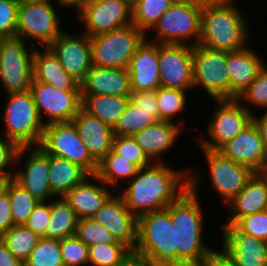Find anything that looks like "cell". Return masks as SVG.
Instances as JSON below:
<instances>
[{"instance_id": "25", "label": "cell", "mask_w": 267, "mask_h": 266, "mask_svg": "<svg viewBox=\"0 0 267 266\" xmlns=\"http://www.w3.org/2000/svg\"><path fill=\"white\" fill-rule=\"evenodd\" d=\"M72 122L89 153L99 162L112 149L113 128L91 115L83 107Z\"/></svg>"}, {"instance_id": "58", "label": "cell", "mask_w": 267, "mask_h": 266, "mask_svg": "<svg viewBox=\"0 0 267 266\" xmlns=\"http://www.w3.org/2000/svg\"><path fill=\"white\" fill-rule=\"evenodd\" d=\"M18 5H23L27 3H39V2H44V1H49V0H15Z\"/></svg>"}, {"instance_id": "34", "label": "cell", "mask_w": 267, "mask_h": 266, "mask_svg": "<svg viewBox=\"0 0 267 266\" xmlns=\"http://www.w3.org/2000/svg\"><path fill=\"white\" fill-rule=\"evenodd\" d=\"M176 0H132V23L146 35Z\"/></svg>"}, {"instance_id": "43", "label": "cell", "mask_w": 267, "mask_h": 266, "mask_svg": "<svg viewBox=\"0 0 267 266\" xmlns=\"http://www.w3.org/2000/svg\"><path fill=\"white\" fill-rule=\"evenodd\" d=\"M112 149L139 169L153 163L132 136H114Z\"/></svg>"}, {"instance_id": "55", "label": "cell", "mask_w": 267, "mask_h": 266, "mask_svg": "<svg viewBox=\"0 0 267 266\" xmlns=\"http://www.w3.org/2000/svg\"><path fill=\"white\" fill-rule=\"evenodd\" d=\"M51 2V0H49ZM56 1V0H55ZM57 4H60L61 7L73 8L75 7L77 12H79L83 6V0H57Z\"/></svg>"}, {"instance_id": "44", "label": "cell", "mask_w": 267, "mask_h": 266, "mask_svg": "<svg viewBox=\"0 0 267 266\" xmlns=\"http://www.w3.org/2000/svg\"><path fill=\"white\" fill-rule=\"evenodd\" d=\"M237 100H239L241 104H244L243 106L250 112L252 111L248 104H251L254 107L259 106L264 107L265 109L267 108V65ZM243 100L245 103L242 102ZM246 101L247 105H245Z\"/></svg>"}, {"instance_id": "36", "label": "cell", "mask_w": 267, "mask_h": 266, "mask_svg": "<svg viewBox=\"0 0 267 266\" xmlns=\"http://www.w3.org/2000/svg\"><path fill=\"white\" fill-rule=\"evenodd\" d=\"M0 238L8 246L11 253L24 264L41 237L24 225H14Z\"/></svg>"}, {"instance_id": "29", "label": "cell", "mask_w": 267, "mask_h": 266, "mask_svg": "<svg viewBox=\"0 0 267 266\" xmlns=\"http://www.w3.org/2000/svg\"><path fill=\"white\" fill-rule=\"evenodd\" d=\"M33 82H45L59 90L80 91V83L64 70L48 47L41 52L34 48Z\"/></svg>"}, {"instance_id": "61", "label": "cell", "mask_w": 267, "mask_h": 266, "mask_svg": "<svg viewBox=\"0 0 267 266\" xmlns=\"http://www.w3.org/2000/svg\"><path fill=\"white\" fill-rule=\"evenodd\" d=\"M5 38H6V37H4L2 34H0V47L2 46L3 40H4Z\"/></svg>"}, {"instance_id": "13", "label": "cell", "mask_w": 267, "mask_h": 266, "mask_svg": "<svg viewBox=\"0 0 267 266\" xmlns=\"http://www.w3.org/2000/svg\"><path fill=\"white\" fill-rule=\"evenodd\" d=\"M30 91L45 125L70 122L82 108L81 91L59 90L45 82H32ZM44 116H47V121Z\"/></svg>"}, {"instance_id": "49", "label": "cell", "mask_w": 267, "mask_h": 266, "mask_svg": "<svg viewBox=\"0 0 267 266\" xmlns=\"http://www.w3.org/2000/svg\"><path fill=\"white\" fill-rule=\"evenodd\" d=\"M130 102L145 112H159L157 90L132 92Z\"/></svg>"}, {"instance_id": "5", "label": "cell", "mask_w": 267, "mask_h": 266, "mask_svg": "<svg viewBox=\"0 0 267 266\" xmlns=\"http://www.w3.org/2000/svg\"><path fill=\"white\" fill-rule=\"evenodd\" d=\"M3 112L5 135L19 147L39 146L45 124L37 111L31 91L7 96Z\"/></svg>"}, {"instance_id": "11", "label": "cell", "mask_w": 267, "mask_h": 266, "mask_svg": "<svg viewBox=\"0 0 267 266\" xmlns=\"http://www.w3.org/2000/svg\"><path fill=\"white\" fill-rule=\"evenodd\" d=\"M50 1L19 5L16 36L48 47L64 30Z\"/></svg>"}, {"instance_id": "14", "label": "cell", "mask_w": 267, "mask_h": 266, "mask_svg": "<svg viewBox=\"0 0 267 266\" xmlns=\"http://www.w3.org/2000/svg\"><path fill=\"white\" fill-rule=\"evenodd\" d=\"M208 164L213 190L227 204L244 188L255 173L250 167L224 157L217 150L202 148Z\"/></svg>"}, {"instance_id": "10", "label": "cell", "mask_w": 267, "mask_h": 266, "mask_svg": "<svg viewBox=\"0 0 267 266\" xmlns=\"http://www.w3.org/2000/svg\"><path fill=\"white\" fill-rule=\"evenodd\" d=\"M39 146L47 154L65 158L81 166L90 175L97 173L98 162L89 153L72 121L45 125Z\"/></svg>"}, {"instance_id": "39", "label": "cell", "mask_w": 267, "mask_h": 266, "mask_svg": "<svg viewBox=\"0 0 267 266\" xmlns=\"http://www.w3.org/2000/svg\"><path fill=\"white\" fill-rule=\"evenodd\" d=\"M186 99V91L160 86L157 89V102L160 119L163 121L178 123L179 120L175 121L174 118L178 114L181 116L187 105Z\"/></svg>"}, {"instance_id": "38", "label": "cell", "mask_w": 267, "mask_h": 266, "mask_svg": "<svg viewBox=\"0 0 267 266\" xmlns=\"http://www.w3.org/2000/svg\"><path fill=\"white\" fill-rule=\"evenodd\" d=\"M6 192L11 201V212L15 225H24L35 207L40 202L32 196L25 188L11 179Z\"/></svg>"}, {"instance_id": "20", "label": "cell", "mask_w": 267, "mask_h": 266, "mask_svg": "<svg viewBox=\"0 0 267 266\" xmlns=\"http://www.w3.org/2000/svg\"><path fill=\"white\" fill-rule=\"evenodd\" d=\"M221 252L234 266H267V241L223 225Z\"/></svg>"}, {"instance_id": "15", "label": "cell", "mask_w": 267, "mask_h": 266, "mask_svg": "<svg viewBox=\"0 0 267 266\" xmlns=\"http://www.w3.org/2000/svg\"><path fill=\"white\" fill-rule=\"evenodd\" d=\"M160 86L187 91L193 89V46L159 44Z\"/></svg>"}, {"instance_id": "21", "label": "cell", "mask_w": 267, "mask_h": 266, "mask_svg": "<svg viewBox=\"0 0 267 266\" xmlns=\"http://www.w3.org/2000/svg\"><path fill=\"white\" fill-rule=\"evenodd\" d=\"M132 92L160 87L158 43L147 39L138 46L128 65Z\"/></svg>"}, {"instance_id": "51", "label": "cell", "mask_w": 267, "mask_h": 266, "mask_svg": "<svg viewBox=\"0 0 267 266\" xmlns=\"http://www.w3.org/2000/svg\"><path fill=\"white\" fill-rule=\"evenodd\" d=\"M0 266H24L9 250L8 246L0 238Z\"/></svg>"}, {"instance_id": "27", "label": "cell", "mask_w": 267, "mask_h": 266, "mask_svg": "<svg viewBox=\"0 0 267 266\" xmlns=\"http://www.w3.org/2000/svg\"><path fill=\"white\" fill-rule=\"evenodd\" d=\"M227 204L231 212L224 225H232L239 217L267 210V171L255 172L242 191Z\"/></svg>"}, {"instance_id": "56", "label": "cell", "mask_w": 267, "mask_h": 266, "mask_svg": "<svg viewBox=\"0 0 267 266\" xmlns=\"http://www.w3.org/2000/svg\"><path fill=\"white\" fill-rule=\"evenodd\" d=\"M14 176H0V197L6 193L7 186Z\"/></svg>"}, {"instance_id": "32", "label": "cell", "mask_w": 267, "mask_h": 266, "mask_svg": "<svg viewBox=\"0 0 267 266\" xmlns=\"http://www.w3.org/2000/svg\"><path fill=\"white\" fill-rule=\"evenodd\" d=\"M78 218L74 209L59 197L51 201V218L46 228V238L62 240L76 234Z\"/></svg>"}, {"instance_id": "19", "label": "cell", "mask_w": 267, "mask_h": 266, "mask_svg": "<svg viewBox=\"0 0 267 266\" xmlns=\"http://www.w3.org/2000/svg\"><path fill=\"white\" fill-rule=\"evenodd\" d=\"M91 218L106 227L116 241L135 251L138 218L127 208L119 193L112 195Z\"/></svg>"}, {"instance_id": "12", "label": "cell", "mask_w": 267, "mask_h": 266, "mask_svg": "<svg viewBox=\"0 0 267 266\" xmlns=\"http://www.w3.org/2000/svg\"><path fill=\"white\" fill-rule=\"evenodd\" d=\"M218 105L208 124L210 139L201 138V148L218 150L227 141L232 140L249 123L253 121V113L248 111L241 102L233 99H214Z\"/></svg>"}, {"instance_id": "37", "label": "cell", "mask_w": 267, "mask_h": 266, "mask_svg": "<svg viewBox=\"0 0 267 266\" xmlns=\"http://www.w3.org/2000/svg\"><path fill=\"white\" fill-rule=\"evenodd\" d=\"M133 252L123 243L96 244L88 247L89 265L122 266Z\"/></svg>"}, {"instance_id": "2", "label": "cell", "mask_w": 267, "mask_h": 266, "mask_svg": "<svg viewBox=\"0 0 267 266\" xmlns=\"http://www.w3.org/2000/svg\"><path fill=\"white\" fill-rule=\"evenodd\" d=\"M189 189L170 204V219L174 227L178 266H202L216 251L202 240L203 213L198 198L201 171L188 169Z\"/></svg>"}, {"instance_id": "30", "label": "cell", "mask_w": 267, "mask_h": 266, "mask_svg": "<svg viewBox=\"0 0 267 266\" xmlns=\"http://www.w3.org/2000/svg\"><path fill=\"white\" fill-rule=\"evenodd\" d=\"M90 174L81 166L49 154L48 182L53 195L63 197L74 186L82 183Z\"/></svg>"}, {"instance_id": "50", "label": "cell", "mask_w": 267, "mask_h": 266, "mask_svg": "<svg viewBox=\"0 0 267 266\" xmlns=\"http://www.w3.org/2000/svg\"><path fill=\"white\" fill-rule=\"evenodd\" d=\"M11 201L6 192L0 197V236L14 226Z\"/></svg>"}, {"instance_id": "18", "label": "cell", "mask_w": 267, "mask_h": 266, "mask_svg": "<svg viewBox=\"0 0 267 266\" xmlns=\"http://www.w3.org/2000/svg\"><path fill=\"white\" fill-rule=\"evenodd\" d=\"M217 151L232 161L250 167L254 172L267 171V152L254 121Z\"/></svg>"}, {"instance_id": "45", "label": "cell", "mask_w": 267, "mask_h": 266, "mask_svg": "<svg viewBox=\"0 0 267 266\" xmlns=\"http://www.w3.org/2000/svg\"><path fill=\"white\" fill-rule=\"evenodd\" d=\"M232 225L239 232L267 241V210L239 217Z\"/></svg>"}, {"instance_id": "52", "label": "cell", "mask_w": 267, "mask_h": 266, "mask_svg": "<svg viewBox=\"0 0 267 266\" xmlns=\"http://www.w3.org/2000/svg\"><path fill=\"white\" fill-rule=\"evenodd\" d=\"M202 266H234L220 251H215Z\"/></svg>"}, {"instance_id": "40", "label": "cell", "mask_w": 267, "mask_h": 266, "mask_svg": "<svg viewBox=\"0 0 267 266\" xmlns=\"http://www.w3.org/2000/svg\"><path fill=\"white\" fill-rule=\"evenodd\" d=\"M24 266H64L60 240L40 238Z\"/></svg>"}, {"instance_id": "23", "label": "cell", "mask_w": 267, "mask_h": 266, "mask_svg": "<svg viewBox=\"0 0 267 266\" xmlns=\"http://www.w3.org/2000/svg\"><path fill=\"white\" fill-rule=\"evenodd\" d=\"M81 96L118 95L132 93L130 74L127 68L92 66L80 82Z\"/></svg>"}, {"instance_id": "28", "label": "cell", "mask_w": 267, "mask_h": 266, "mask_svg": "<svg viewBox=\"0 0 267 266\" xmlns=\"http://www.w3.org/2000/svg\"><path fill=\"white\" fill-rule=\"evenodd\" d=\"M171 121H159L135 133L132 137L154 163L163 162L161 156L174 146L182 126ZM161 160V161H160Z\"/></svg>"}, {"instance_id": "6", "label": "cell", "mask_w": 267, "mask_h": 266, "mask_svg": "<svg viewBox=\"0 0 267 266\" xmlns=\"http://www.w3.org/2000/svg\"><path fill=\"white\" fill-rule=\"evenodd\" d=\"M202 5L176 0L159 18L151 31L159 44H199Z\"/></svg>"}, {"instance_id": "1", "label": "cell", "mask_w": 267, "mask_h": 266, "mask_svg": "<svg viewBox=\"0 0 267 266\" xmlns=\"http://www.w3.org/2000/svg\"><path fill=\"white\" fill-rule=\"evenodd\" d=\"M188 172L187 169L173 170L164 162H153L140 168L119 194L127 208L138 218L148 212L166 209L175 202L189 189Z\"/></svg>"}, {"instance_id": "59", "label": "cell", "mask_w": 267, "mask_h": 266, "mask_svg": "<svg viewBox=\"0 0 267 266\" xmlns=\"http://www.w3.org/2000/svg\"><path fill=\"white\" fill-rule=\"evenodd\" d=\"M103 0H83V5L94 4Z\"/></svg>"}, {"instance_id": "4", "label": "cell", "mask_w": 267, "mask_h": 266, "mask_svg": "<svg viewBox=\"0 0 267 266\" xmlns=\"http://www.w3.org/2000/svg\"><path fill=\"white\" fill-rule=\"evenodd\" d=\"M133 253L161 266H178L170 205L138 217L137 244Z\"/></svg>"}, {"instance_id": "54", "label": "cell", "mask_w": 267, "mask_h": 266, "mask_svg": "<svg viewBox=\"0 0 267 266\" xmlns=\"http://www.w3.org/2000/svg\"><path fill=\"white\" fill-rule=\"evenodd\" d=\"M122 266H161L151 260L142 258L132 253L131 256L123 263Z\"/></svg>"}, {"instance_id": "17", "label": "cell", "mask_w": 267, "mask_h": 266, "mask_svg": "<svg viewBox=\"0 0 267 266\" xmlns=\"http://www.w3.org/2000/svg\"><path fill=\"white\" fill-rule=\"evenodd\" d=\"M48 48L79 83L93 66L90 37L83 32L78 37L64 30Z\"/></svg>"}, {"instance_id": "53", "label": "cell", "mask_w": 267, "mask_h": 266, "mask_svg": "<svg viewBox=\"0 0 267 266\" xmlns=\"http://www.w3.org/2000/svg\"><path fill=\"white\" fill-rule=\"evenodd\" d=\"M264 110L266 112L261 117L255 116V114H253V121L255 122L260 131L262 142L267 152V108Z\"/></svg>"}, {"instance_id": "48", "label": "cell", "mask_w": 267, "mask_h": 266, "mask_svg": "<svg viewBox=\"0 0 267 266\" xmlns=\"http://www.w3.org/2000/svg\"><path fill=\"white\" fill-rule=\"evenodd\" d=\"M18 8L15 0L0 2V34L4 37L16 36Z\"/></svg>"}, {"instance_id": "46", "label": "cell", "mask_w": 267, "mask_h": 266, "mask_svg": "<svg viewBox=\"0 0 267 266\" xmlns=\"http://www.w3.org/2000/svg\"><path fill=\"white\" fill-rule=\"evenodd\" d=\"M26 151L27 147H19L15 142L0 137V176H14L15 170L11 172L9 166L19 164Z\"/></svg>"}, {"instance_id": "33", "label": "cell", "mask_w": 267, "mask_h": 266, "mask_svg": "<svg viewBox=\"0 0 267 266\" xmlns=\"http://www.w3.org/2000/svg\"><path fill=\"white\" fill-rule=\"evenodd\" d=\"M139 168L122 155L111 149L99 162L96 176L107 186L115 187L120 178L129 182L138 172Z\"/></svg>"}, {"instance_id": "22", "label": "cell", "mask_w": 267, "mask_h": 266, "mask_svg": "<svg viewBox=\"0 0 267 266\" xmlns=\"http://www.w3.org/2000/svg\"><path fill=\"white\" fill-rule=\"evenodd\" d=\"M27 147L28 157L23 171L16 170L14 180L39 201L52 200L55 197L49 188V154L40 146ZM29 151V152H28Z\"/></svg>"}, {"instance_id": "41", "label": "cell", "mask_w": 267, "mask_h": 266, "mask_svg": "<svg viewBox=\"0 0 267 266\" xmlns=\"http://www.w3.org/2000/svg\"><path fill=\"white\" fill-rule=\"evenodd\" d=\"M75 235L88 247L96 244L117 242L106 227L92 218L79 219Z\"/></svg>"}, {"instance_id": "3", "label": "cell", "mask_w": 267, "mask_h": 266, "mask_svg": "<svg viewBox=\"0 0 267 266\" xmlns=\"http://www.w3.org/2000/svg\"><path fill=\"white\" fill-rule=\"evenodd\" d=\"M249 26L241 9L234 2L205 4L201 11L199 44L222 51L245 48Z\"/></svg>"}, {"instance_id": "26", "label": "cell", "mask_w": 267, "mask_h": 266, "mask_svg": "<svg viewBox=\"0 0 267 266\" xmlns=\"http://www.w3.org/2000/svg\"><path fill=\"white\" fill-rule=\"evenodd\" d=\"M95 179L98 184L89 182ZM96 175L88 176L82 183L74 186L63 198L74 209L78 219L91 218L113 195L111 189Z\"/></svg>"}, {"instance_id": "8", "label": "cell", "mask_w": 267, "mask_h": 266, "mask_svg": "<svg viewBox=\"0 0 267 266\" xmlns=\"http://www.w3.org/2000/svg\"><path fill=\"white\" fill-rule=\"evenodd\" d=\"M25 42L18 36L6 37L0 47V82L7 95L29 91L32 85L36 46L33 42L27 49Z\"/></svg>"}, {"instance_id": "35", "label": "cell", "mask_w": 267, "mask_h": 266, "mask_svg": "<svg viewBox=\"0 0 267 266\" xmlns=\"http://www.w3.org/2000/svg\"><path fill=\"white\" fill-rule=\"evenodd\" d=\"M160 119V112H145L131 102L113 127L114 136H133Z\"/></svg>"}, {"instance_id": "16", "label": "cell", "mask_w": 267, "mask_h": 266, "mask_svg": "<svg viewBox=\"0 0 267 266\" xmlns=\"http://www.w3.org/2000/svg\"><path fill=\"white\" fill-rule=\"evenodd\" d=\"M78 18L84 22V34L93 37L132 23V0H103L83 5Z\"/></svg>"}, {"instance_id": "57", "label": "cell", "mask_w": 267, "mask_h": 266, "mask_svg": "<svg viewBox=\"0 0 267 266\" xmlns=\"http://www.w3.org/2000/svg\"><path fill=\"white\" fill-rule=\"evenodd\" d=\"M232 1L233 0H202V6L205 4H225Z\"/></svg>"}, {"instance_id": "60", "label": "cell", "mask_w": 267, "mask_h": 266, "mask_svg": "<svg viewBox=\"0 0 267 266\" xmlns=\"http://www.w3.org/2000/svg\"><path fill=\"white\" fill-rule=\"evenodd\" d=\"M179 1L191 2L202 5V0H179Z\"/></svg>"}, {"instance_id": "42", "label": "cell", "mask_w": 267, "mask_h": 266, "mask_svg": "<svg viewBox=\"0 0 267 266\" xmlns=\"http://www.w3.org/2000/svg\"><path fill=\"white\" fill-rule=\"evenodd\" d=\"M64 266H85L89 264L88 246L76 235L60 240Z\"/></svg>"}, {"instance_id": "7", "label": "cell", "mask_w": 267, "mask_h": 266, "mask_svg": "<svg viewBox=\"0 0 267 266\" xmlns=\"http://www.w3.org/2000/svg\"><path fill=\"white\" fill-rule=\"evenodd\" d=\"M146 37L133 23L90 37L93 65L128 68L130 59Z\"/></svg>"}, {"instance_id": "31", "label": "cell", "mask_w": 267, "mask_h": 266, "mask_svg": "<svg viewBox=\"0 0 267 266\" xmlns=\"http://www.w3.org/2000/svg\"><path fill=\"white\" fill-rule=\"evenodd\" d=\"M82 100L87 112L113 128L130 103V96L94 95L82 96Z\"/></svg>"}, {"instance_id": "47", "label": "cell", "mask_w": 267, "mask_h": 266, "mask_svg": "<svg viewBox=\"0 0 267 266\" xmlns=\"http://www.w3.org/2000/svg\"><path fill=\"white\" fill-rule=\"evenodd\" d=\"M47 203V204H46ZM51 218V201H40L31 215L28 217L24 226L31 229L41 238H46V228Z\"/></svg>"}, {"instance_id": "24", "label": "cell", "mask_w": 267, "mask_h": 266, "mask_svg": "<svg viewBox=\"0 0 267 266\" xmlns=\"http://www.w3.org/2000/svg\"><path fill=\"white\" fill-rule=\"evenodd\" d=\"M266 66L258 53L245 48L227 52V69L230 74V99H237Z\"/></svg>"}, {"instance_id": "9", "label": "cell", "mask_w": 267, "mask_h": 266, "mask_svg": "<svg viewBox=\"0 0 267 266\" xmlns=\"http://www.w3.org/2000/svg\"><path fill=\"white\" fill-rule=\"evenodd\" d=\"M193 85L205 89L211 99H230L227 51L201 44L193 46Z\"/></svg>"}]
</instances>
